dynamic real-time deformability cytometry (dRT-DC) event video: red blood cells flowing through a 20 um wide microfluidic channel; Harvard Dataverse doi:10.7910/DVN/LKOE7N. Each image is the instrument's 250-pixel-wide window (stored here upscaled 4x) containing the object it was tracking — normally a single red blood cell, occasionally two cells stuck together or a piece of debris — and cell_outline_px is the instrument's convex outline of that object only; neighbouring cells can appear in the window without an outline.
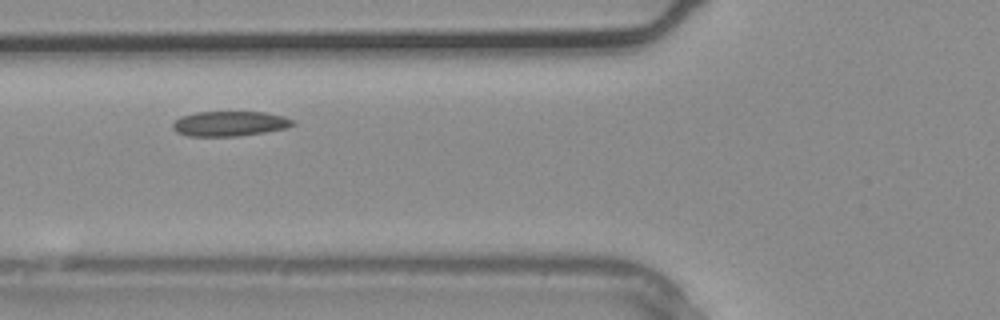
{"species": "common noctule bat (a hibernating species)", "species_latin": "Nyctalus noctula", "temperature_condition": "warm", "stored_images_in_passage": 4, "camera_frame_rate_fps": 3000, "um_per_image_px": 0.085, "animal": {"sex": "male", "body_mass_g": 20.4}, "frame": {"image": 1, "passage_image": 4, "time_ms": 1.0, "image_size_px": [1000, 320], "cell_outline_px": [[296, 124], [288, 128], [264, 132], [236, 136], [188, 136], [176, 132], [172, 128], [172, 124], [180, 116], [196, 112], [264, 112], [284, 116], [292, 120]], "centroid_in_image_um": [19.51, 10.51], "position_along_channel_um": 106.3, "area_um2": 17.51}}